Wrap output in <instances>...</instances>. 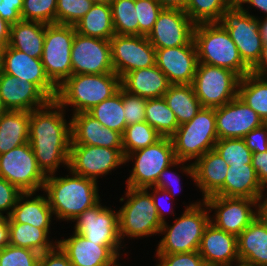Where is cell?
Returning a JSON list of instances; mask_svg holds the SVG:
<instances>
[{"mask_svg": "<svg viewBox=\"0 0 267 266\" xmlns=\"http://www.w3.org/2000/svg\"><path fill=\"white\" fill-rule=\"evenodd\" d=\"M64 108L54 99L30 112L29 143L38 167L47 176L61 165L69 166L71 121Z\"/></svg>", "mask_w": 267, "mask_h": 266, "instance_id": "1", "label": "cell"}, {"mask_svg": "<svg viewBox=\"0 0 267 266\" xmlns=\"http://www.w3.org/2000/svg\"><path fill=\"white\" fill-rule=\"evenodd\" d=\"M72 177L46 176L43 190L53 214L60 220L73 221L84 210L93 207L100 201L96 181L77 175Z\"/></svg>", "mask_w": 267, "mask_h": 266, "instance_id": "2", "label": "cell"}, {"mask_svg": "<svg viewBox=\"0 0 267 266\" xmlns=\"http://www.w3.org/2000/svg\"><path fill=\"white\" fill-rule=\"evenodd\" d=\"M121 88V78L115 73L75 74L59 87L56 101L65 109L73 106V114L88 112L111 98Z\"/></svg>", "mask_w": 267, "mask_h": 266, "instance_id": "3", "label": "cell"}, {"mask_svg": "<svg viewBox=\"0 0 267 266\" xmlns=\"http://www.w3.org/2000/svg\"><path fill=\"white\" fill-rule=\"evenodd\" d=\"M193 40L198 63L229 69L240 78L251 73L230 34L218 22L195 24Z\"/></svg>", "mask_w": 267, "mask_h": 266, "instance_id": "4", "label": "cell"}, {"mask_svg": "<svg viewBox=\"0 0 267 266\" xmlns=\"http://www.w3.org/2000/svg\"><path fill=\"white\" fill-rule=\"evenodd\" d=\"M189 204L172 226L162 224L163 238L158 243L156 255L198 251L205 228L210 223L209 210L204 200ZM206 209H205V208Z\"/></svg>", "mask_w": 267, "mask_h": 266, "instance_id": "5", "label": "cell"}, {"mask_svg": "<svg viewBox=\"0 0 267 266\" xmlns=\"http://www.w3.org/2000/svg\"><path fill=\"white\" fill-rule=\"evenodd\" d=\"M171 139L177 160L196 161L213 150L218 141L215 108L202 107L189 122L179 125Z\"/></svg>", "mask_w": 267, "mask_h": 266, "instance_id": "6", "label": "cell"}, {"mask_svg": "<svg viewBox=\"0 0 267 266\" xmlns=\"http://www.w3.org/2000/svg\"><path fill=\"white\" fill-rule=\"evenodd\" d=\"M126 203L118 211L119 236L140 238L160 234V221L151 193L146 188L126 187Z\"/></svg>", "mask_w": 267, "mask_h": 266, "instance_id": "7", "label": "cell"}, {"mask_svg": "<svg viewBox=\"0 0 267 266\" xmlns=\"http://www.w3.org/2000/svg\"><path fill=\"white\" fill-rule=\"evenodd\" d=\"M259 19L243 7L229 5L218 23L228 31L238 48L243 62L252 69L259 61L263 38L259 29Z\"/></svg>", "mask_w": 267, "mask_h": 266, "instance_id": "8", "label": "cell"}, {"mask_svg": "<svg viewBox=\"0 0 267 266\" xmlns=\"http://www.w3.org/2000/svg\"><path fill=\"white\" fill-rule=\"evenodd\" d=\"M75 33L73 25L48 24L45 27L41 62L57 87L72 75L71 49Z\"/></svg>", "mask_w": 267, "mask_h": 266, "instance_id": "9", "label": "cell"}, {"mask_svg": "<svg viewBox=\"0 0 267 266\" xmlns=\"http://www.w3.org/2000/svg\"><path fill=\"white\" fill-rule=\"evenodd\" d=\"M239 82L229 69L198 63L192 85L202 107L217 108L238 96Z\"/></svg>", "mask_w": 267, "mask_h": 266, "instance_id": "10", "label": "cell"}, {"mask_svg": "<svg viewBox=\"0 0 267 266\" xmlns=\"http://www.w3.org/2000/svg\"><path fill=\"white\" fill-rule=\"evenodd\" d=\"M132 157V158H131ZM135 161L126 186L132 188L153 187L160 173L175 160L171 138L162 137L156 143L129 153L125 162Z\"/></svg>", "mask_w": 267, "mask_h": 266, "instance_id": "11", "label": "cell"}, {"mask_svg": "<svg viewBox=\"0 0 267 266\" xmlns=\"http://www.w3.org/2000/svg\"><path fill=\"white\" fill-rule=\"evenodd\" d=\"M0 177L22 192L42 191L46 180L29 142L0 154Z\"/></svg>", "mask_w": 267, "mask_h": 266, "instance_id": "12", "label": "cell"}, {"mask_svg": "<svg viewBox=\"0 0 267 266\" xmlns=\"http://www.w3.org/2000/svg\"><path fill=\"white\" fill-rule=\"evenodd\" d=\"M204 202L210 211L215 209V218L211 217L210 222L237 237L259 215V201L256 199L212 195L206 197Z\"/></svg>", "mask_w": 267, "mask_h": 266, "instance_id": "13", "label": "cell"}, {"mask_svg": "<svg viewBox=\"0 0 267 266\" xmlns=\"http://www.w3.org/2000/svg\"><path fill=\"white\" fill-rule=\"evenodd\" d=\"M109 41L112 66L120 78L131 71L156 65V49L147 36L115 34Z\"/></svg>", "mask_w": 267, "mask_h": 266, "instance_id": "14", "label": "cell"}, {"mask_svg": "<svg viewBox=\"0 0 267 266\" xmlns=\"http://www.w3.org/2000/svg\"><path fill=\"white\" fill-rule=\"evenodd\" d=\"M123 164H126L123 148L70 145L68 169L96 182L98 176H105Z\"/></svg>", "mask_w": 267, "mask_h": 266, "instance_id": "15", "label": "cell"}, {"mask_svg": "<svg viewBox=\"0 0 267 266\" xmlns=\"http://www.w3.org/2000/svg\"><path fill=\"white\" fill-rule=\"evenodd\" d=\"M74 232L101 246H122L119 236L118 211L102 206L100 201L84 210L73 222Z\"/></svg>", "mask_w": 267, "mask_h": 266, "instance_id": "16", "label": "cell"}, {"mask_svg": "<svg viewBox=\"0 0 267 266\" xmlns=\"http://www.w3.org/2000/svg\"><path fill=\"white\" fill-rule=\"evenodd\" d=\"M72 75L114 72L109 40L75 33L71 49Z\"/></svg>", "mask_w": 267, "mask_h": 266, "instance_id": "17", "label": "cell"}, {"mask_svg": "<svg viewBox=\"0 0 267 266\" xmlns=\"http://www.w3.org/2000/svg\"><path fill=\"white\" fill-rule=\"evenodd\" d=\"M195 23L181 9L163 8L147 38L155 49L188 45Z\"/></svg>", "mask_w": 267, "mask_h": 266, "instance_id": "18", "label": "cell"}, {"mask_svg": "<svg viewBox=\"0 0 267 266\" xmlns=\"http://www.w3.org/2000/svg\"><path fill=\"white\" fill-rule=\"evenodd\" d=\"M2 72L35 84L50 100L58 87L47 76L41 58H34L8 45L3 49Z\"/></svg>", "mask_w": 267, "mask_h": 266, "instance_id": "19", "label": "cell"}, {"mask_svg": "<svg viewBox=\"0 0 267 266\" xmlns=\"http://www.w3.org/2000/svg\"><path fill=\"white\" fill-rule=\"evenodd\" d=\"M218 139L241 138L264 121L239 96L229 103L215 108Z\"/></svg>", "mask_w": 267, "mask_h": 266, "instance_id": "20", "label": "cell"}, {"mask_svg": "<svg viewBox=\"0 0 267 266\" xmlns=\"http://www.w3.org/2000/svg\"><path fill=\"white\" fill-rule=\"evenodd\" d=\"M67 254L72 266H115L121 246H101L87 240L79 233L57 241Z\"/></svg>", "mask_w": 267, "mask_h": 266, "instance_id": "21", "label": "cell"}, {"mask_svg": "<svg viewBox=\"0 0 267 266\" xmlns=\"http://www.w3.org/2000/svg\"><path fill=\"white\" fill-rule=\"evenodd\" d=\"M156 65L172 85L192 84L198 65L194 40L188 45L156 49Z\"/></svg>", "mask_w": 267, "mask_h": 266, "instance_id": "22", "label": "cell"}, {"mask_svg": "<svg viewBox=\"0 0 267 266\" xmlns=\"http://www.w3.org/2000/svg\"><path fill=\"white\" fill-rule=\"evenodd\" d=\"M0 97L4 108L11 111L31 112L50 101L35 84L4 72L0 74Z\"/></svg>", "mask_w": 267, "mask_h": 266, "instance_id": "23", "label": "cell"}, {"mask_svg": "<svg viewBox=\"0 0 267 266\" xmlns=\"http://www.w3.org/2000/svg\"><path fill=\"white\" fill-rule=\"evenodd\" d=\"M70 121L71 145L123 148L122 134L104 127L88 112L75 113Z\"/></svg>", "mask_w": 267, "mask_h": 266, "instance_id": "24", "label": "cell"}, {"mask_svg": "<svg viewBox=\"0 0 267 266\" xmlns=\"http://www.w3.org/2000/svg\"><path fill=\"white\" fill-rule=\"evenodd\" d=\"M207 266H231L239 262L237 236L216 228H205L198 250Z\"/></svg>", "mask_w": 267, "mask_h": 266, "instance_id": "25", "label": "cell"}, {"mask_svg": "<svg viewBox=\"0 0 267 266\" xmlns=\"http://www.w3.org/2000/svg\"><path fill=\"white\" fill-rule=\"evenodd\" d=\"M265 190L252 164H231L228 165L224 185L214 195L260 201Z\"/></svg>", "mask_w": 267, "mask_h": 266, "instance_id": "26", "label": "cell"}, {"mask_svg": "<svg viewBox=\"0 0 267 266\" xmlns=\"http://www.w3.org/2000/svg\"><path fill=\"white\" fill-rule=\"evenodd\" d=\"M171 85L157 65L131 71L121 78L124 91L146 99L163 97Z\"/></svg>", "mask_w": 267, "mask_h": 266, "instance_id": "27", "label": "cell"}, {"mask_svg": "<svg viewBox=\"0 0 267 266\" xmlns=\"http://www.w3.org/2000/svg\"><path fill=\"white\" fill-rule=\"evenodd\" d=\"M193 168L194 183L203 193L202 200L214 195L224 185L228 163L215 149L194 161Z\"/></svg>", "mask_w": 267, "mask_h": 266, "instance_id": "28", "label": "cell"}, {"mask_svg": "<svg viewBox=\"0 0 267 266\" xmlns=\"http://www.w3.org/2000/svg\"><path fill=\"white\" fill-rule=\"evenodd\" d=\"M240 262L267 266V222L258 215L237 237Z\"/></svg>", "mask_w": 267, "mask_h": 266, "instance_id": "29", "label": "cell"}, {"mask_svg": "<svg viewBox=\"0 0 267 266\" xmlns=\"http://www.w3.org/2000/svg\"><path fill=\"white\" fill-rule=\"evenodd\" d=\"M35 194V192H23L20 195L8 217V222L28 223L36 228L50 229L53 211L48 199L42 194L31 197Z\"/></svg>", "mask_w": 267, "mask_h": 266, "instance_id": "30", "label": "cell"}, {"mask_svg": "<svg viewBox=\"0 0 267 266\" xmlns=\"http://www.w3.org/2000/svg\"><path fill=\"white\" fill-rule=\"evenodd\" d=\"M46 25L41 22L26 20L12 24L8 46L31 57L41 58Z\"/></svg>", "mask_w": 267, "mask_h": 266, "instance_id": "31", "label": "cell"}, {"mask_svg": "<svg viewBox=\"0 0 267 266\" xmlns=\"http://www.w3.org/2000/svg\"><path fill=\"white\" fill-rule=\"evenodd\" d=\"M29 111L0 114V154L29 142Z\"/></svg>", "mask_w": 267, "mask_h": 266, "instance_id": "32", "label": "cell"}, {"mask_svg": "<svg viewBox=\"0 0 267 266\" xmlns=\"http://www.w3.org/2000/svg\"><path fill=\"white\" fill-rule=\"evenodd\" d=\"M74 26L80 35L110 40L115 35L110 4L94 3Z\"/></svg>", "mask_w": 267, "mask_h": 266, "instance_id": "33", "label": "cell"}, {"mask_svg": "<svg viewBox=\"0 0 267 266\" xmlns=\"http://www.w3.org/2000/svg\"><path fill=\"white\" fill-rule=\"evenodd\" d=\"M163 98L179 125L189 122L202 108L192 84H173Z\"/></svg>", "mask_w": 267, "mask_h": 266, "instance_id": "34", "label": "cell"}, {"mask_svg": "<svg viewBox=\"0 0 267 266\" xmlns=\"http://www.w3.org/2000/svg\"><path fill=\"white\" fill-rule=\"evenodd\" d=\"M8 223L10 235L9 245L34 250L42 254L53 249L58 243L48 239L50 229L36 228L28 223Z\"/></svg>", "mask_w": 267, "mask_h": 266, "instance_id": "35", "label": "cell"}, {"mask_svg": "<svg viewBox=\"0 0 267 266\" xmlns=\"http://www.w3.org/2000/svg\"><path fill=\"white\" fill-rule=\"evenodd\" d=\"M238 96L267 122V78L248 73L240 78Z\"/></svg>", "mask_w": 267, "mask_h": 266, "instance_id": "36", "label": "cell"}, {"mask_svg": "<svg viewBox=\"0 0 267 266\" xmlns=\"http://www.w3.org/2000/svg\"><path fill=\"white\" fill-rule=\"evenodd\" d=\"M104 127L117 131L123 135L126 128L125 112L123 108V89L111 98L105 99L88 111Z\"/></svg>", "mask_w": 267, "mask_h": 266, "instance_id": "37", "label": "cell"}, {"mask_svg": "<svg viewBox=\"0 0 267 266\" xmlns=\"http://www.w3.org/2000/svg\"><path fill=\"white\" fill-rule=\"evenodd\" d=\"M145 121L162 137L171 138L179 127L174 112L163 97L147 99Z\"/></svg>", "mask_w": 267, "mask_h": 266, "instance_id": "38", "label": "cell"}, {"mask_svg": "<svg viewBox=\"0 0 267 266\" xmlns=\"http://www.w3.org/2000/svg\"><path fill=\"white\" fill-rule=\"evenodd\" d=\"M110 7L115 34L139 35L135 0H112Z\"/></svg>", "mask_w": 267, "mask_h": 266, "instance_id": "39", "label": "cell"}, {"mask_svg": "<svg viewBox=\"0 0 267 266\" xmlns=\"http://www.w3.org/2000/svg\"><path fill=\"white\" fill-rule=\"evenodd\" d=\"M162 136L146 121L126 126L122 135L123 155L143 149L160 140Z\"/></svg>", "mask_w": 267, "mask_h": 266, "instance_id": "40", "label": "cell"}, {"mask_svg": "<svg viewBox=\"0 0 267 266\" xmlns=\"http://www.w3.org/2000/svg\"><path fill=\"white\" fill-rule=\"evenodd\" d=\"M229 0H189L184 12L195 23L218 22Z\"/></svg>", "mask_w": 267, "mask_h": 266, "instance_id": "41", "label": "cell"}, {"mask_svg": "<svg viewBox=\"0 0 267 266\" xmlns=\"http://www.w3.org/2000/svg\"><path fill=\"white\" fill-rule=\"evenodd\" d=\"M214 149L231 164H252V152L241 138L218 139Z\"/></svg>", "mask_w": 267, "mask_h": 266, "instance_id": "42", "label": "cell"}, {"mask_svg": "<svg viewBox=\"0 0 267 266\" xmlns=\"http://www.w3.org/2000/svg\"><path fill=\"white\" fill-rule=\"evenodd\" d=\"M57 0H24L22 20L56 24Z\"/></svg>", "mask_w": 267, "mask_h": 266, "instance_id": "43", "label": "cell"}, {"mask_svg": "<svg viewBox=\"0 0 267 266\" xmlns=\"http://www.w3.org/2000/svg\"><path fill=\"white\" fill-rule=\"evenodd\" d=\"M93 4L90 0H57L56 24L74 26Z\"/></svg>", "mask_w": 267, "mask_h": 266, "instance_id": "44", "label": "cell"}, {"mask_svg": "<svg viewBox=\"0 0 267 266\" xmlns=\"http://www.w3.org/2000/svg\"><path fill=\"white\" fill-rule=\"evenodd\" d=\"M40 253L13 245L0 250V266H38Z\"/></svg>", "mask_w": 267, "mask_h": 266, "instance_id": "45", "label": "cell"}, {"mask_svg": "<svg viewBox=\"0 0 267 266\" xmlns=\"http://www.w3.org/2000/svg\"><path fill=\"white\" fill-rule=\"evenodd\" d=\"M162 9L163 7L157 0H135L140 36H148Z\"/></svg>", "mask_w": 267, "mask_h": 266, "instance_id": "46", "label": "cell"}, {"mask_svg": "<svg viewBox=\"0 0 267 266\" xmlns=\"http://www.w3.org/2000/svg\"><path fill=\"white\" fill-rule=\"evenodd\" d=\"M184 163H185V161H181V160H177L176 159L170 166L166 167L160 173V175H159V177H158V179L156 181V184L153 187H157L159 189L168 191L169 194L172 197H174L176 195L175 194L176 193V188L178 190V188L181 187V186H178L180 184V182H179L180 181V176H178L174 172H171L170 169H169L170 167H176L177 165L182 164V167H180V170H182L183 173L185 172L187 176L189 175L190 178H192V180L194 181V168H193V163L189 164L188 166H185ZM167 177H170V178H167ZM173 184H176V185L173 186ZM175 186H176V188H174ZM180 192H181V190H180Z\"/></svg>", "mask_w": 267, "mask_h": 266, "instance_id": "47", "label": "cell"}, {"mask_svg": "<svg viewBox=\"0 0 267 266\" xmlns=\"http://www.w3.org/2000/svg\"><path fill=\"white\" fill-rule=\"evenodd\" d=\"M147 99L132 95L123 90V108L126 125L145 122V107Z\"/></svg>", "mask_w": 267, "mask_h": 266, "instance_id": "48", "label": "cell"}, {"mask_svg": "<svg viewBox=\"0 0 267 266\" xmlns=\"http://www.w3.org/2000/svg\"><path fill=\"white\" fill-rule=\"evenodd\" d=\"M155 256L160 261L156 266H207L198 251Z\"/></svg>", "mask_w": 267, "mask_h": 266, "instance_id": "49", "label": "cell"}, {"mask_svg": "<svg viewBox=\"0 0 267 266\" xmlns=\"http://www.w3.org/2000/svg\"><path fill=\"white\" fill-rule=\"evenodd\" d=\"M22 193L18 187L0 177V215L3 216V212L8 210L6 214L9 217Z\"/></svg>", "mask_w": 267, "mask_h": 266, "instance_id": "50", "label": "cell"}, {"mask_svg": "<svg viewBox=\"0 0 267 266\" xmlns=\"http://www.w3.org/2000/svg\"><path fill=\"white\" fill-rule=\"evenodd\" d=\"M243 139L252 153L267 151V124L251 130Z\"/></svg>", "mask_w": 267, "mask_h": 266, "instance_id": "51", "label": "cell"}, {"mask_svg": "<svg viewBox=\"0 0 267 266\" xmlns=\"http://www.w3.org/2000/svg\"><path fill=\"white\" fill-rule=\"evenodd\" d=\"M38 266H72L67 254L57 244L53 249L40 254Z\"/></svg>", "mask_w": 267, "mask_h": 266, "instance_id": "52", "label": "cell"}, {"mask_svg": "<svg viewBox=\"0 0 267 266\" xmlns=\"http://www.w3.org/2000/svg\"><path fill=\"white\" fill-rule=\"evenodd\" d=\"M24 0H0V16L10 25L22 20L21 10Z\"/></svg>", "mask_w": 267, "mask_h": 266, "instance_id": "53", "label": "cell"}, {"mask_svg": "<svg viewBox=\"0 0 267 266\" xmlns=\"http://www.w3.org/2000/svg\"><path fill=\"white\" fill-rule=\"evenodd\" d=\"M252 166L261 185L267 190V151L252 154Z\"/></svg>", "mask_w": 267, "mask_h": 266, "instance_id": "54", "label": "cell"}, {"mask_svg": "<svg viewBox=\"0 0 267 266\" xmlns=\"http://www.w3.org/2000/svg\"><path fill=\"white\" fill-rule=\"evenodd\" d=\"M152 189V192H151V196H152V198H153V202H154V205H155V208H156V211H157V215H158V217H159V219H160V221L162 222V224L163 223H165L166 221H165V213H164V210H163V206H161V203H159V201L161 202V200H159V198H158V196H166V197H168V196H171L170 194H169V192L168 191H165V190H162V189H159V188H157V187H148V188H146V189ZM161 194V195H160ZM165 197V198H166ZM162 207V208H161ZM165 209V208H164ZM163 210V211H162ZM168 212V211H167Z\"/></svg>", "mask_w": 267, "mask_h": 266, "instance_id": "55", "label": "cell"}, {"mask_svg": "<svg viewBox=\"0 0 267 266\" xmlns=\"http://www.w3.org/2000/svg\"><path fill=\"white\" fill-rule=\"evenodd\" d=\"M251 73L267 78V41L263 42L261 57L257 64L251 69Z\"/></svg>", "mask_w": 267, "mask_h": 266, "instance_id": "56", "label": "cell"}, {"mask_svg": "<svg viewBox=\"0 0 267 266\" xmlns=\"http://www.w3.org/2000/svg\"><path fill=\"white\" fill-rule=\"evenodd\" d=\"M9 223L6 215H0V250L9 245Z\"/></svg>", "mask_w": 267, "mask_h": 266, "instance_id": "57", "label": "cell"}, {"mask_svg": "<svg viewBox=\"0 0 267 266\" xmlns=\"http://www.w3.org/2000/svg\"><path fill=\"white\" fill-rule=\"evenodd\" d=\"M11 25L0 16V47H5L9 43Z\"/></svg>", "mask_w": 267, "mask_h": 266, "instance_id": "58", "label": "cell"}, {"mask_svg": "<svg viewBox=\"0 0 267 266\" xmlns=\"http://www.w3.org/2000/svg\"><path fill=\"white\" fill-rule=\"evenodd\" d=\"M163 8L185 10L189 0H157Z\"/></svg>", "mask_w": 267, "mask_h": 266, "instance_id": "59", "label": "cell"}, {"mask_svg": "<svg viewBox=\"0 0 267 266\" xmlns=\"http://www.w3.org/2000/svg\"><path fill=\"white\" fill-rule=\"evenodd\" d=\"M247 4L252 7L258 8V10L266 13L267 17V0H249Z\"/></svg>", "mask_w": 267, "mask_h": 266, "instance_id": "60", "label": "cell"}, {"mask_svg": "<svg viewBox=\"0 0 267 266\" xmlns=\"http://www.w3.org/2000/svg\"><path fill=\"white\" fill-rule=\"evenodd\" d=\"M259 215L267 222V195L265 196L264 194L259 201Z\"/></svg>", "mask_w": 267, "mask_h": 266, "instance_id": "61", "label": "cell"}, {"mask_svg": "<svg viewBox=\"0 0 267 266\" xmlns=\"http://www.w3.org/2000/svg\"><path fill=\"white\" fill-rule=\"evenodd\" d=\"M259 29L263 38V41H267V17L265 19L259 20Z\"/></svg>", "mask_w": 267, "mask_h": 266, "instance_id": "62", "label": "cell"}, {"mask_svg": "<svg viewBox=\"0 0 267 266\" xmlns=\"http://www.w3.org/2000/svg\"><path fill=\"white\" fill-rule=\"evenodd\" d=\"M249 0H229L230 5L235 7H243Z\"/></svg>", "mask_w": 267, "mask_h": 266, "instance_id": "63", "label": "cell"}, {"mask_svg": "<svg viewBox=\"0 0 267 266\" xmlns=\"http://www.w3.org/2000/svg\"><path fill=\"white\" fill-rule=\"evenodd\" d=\"M3 49V47H0V74L2 73Z\"/></svg>", "mask_w": 267, "mask_h": 266, "instance_id": "64", "label": "cell"}, {"mask_svg": "<svg viewBox=\"0 0 267 266\" xmlns=\"http://www.w3.org/2000/svg\"><path fill=\"white\" fill-rule=\"evenodd\" d=\"M92 3H111L112 0H90Z\"/></svg>", "mask_w": 267, "mask_h": 266, "instance_id": "65", "label": "cell"}, {"mask_svg": "<svg viewBox=\"0 0 267 266\" xmlns=\"http://www.w3.org/2000/svg\"><path fill=\"white\" fill-rule=\"evenodd\" d=\"M231 266H233V264H232ZM235 266H253V265L246 264V263H244V262H240V261H239V262L236 263Z\"/></svg>", "mask_w": 267, "mask_h": 266, "instance_id": "66", "label": "cell"}, {"mask_svg": "<svg viewBox=\"0 0 267 266\" xmlns=\"http://www.w3.org/2000/svg\"><path fill=\"white\" fill-rule=\"evenodd\" d=\"M5 111H6V109L4 108L3 103L1 101V97H0V114H2Z\"/></svg>", "mask_w": 267, "mask_h": 266, "instance_id": "67", "label": "cell"}]
</instances>
